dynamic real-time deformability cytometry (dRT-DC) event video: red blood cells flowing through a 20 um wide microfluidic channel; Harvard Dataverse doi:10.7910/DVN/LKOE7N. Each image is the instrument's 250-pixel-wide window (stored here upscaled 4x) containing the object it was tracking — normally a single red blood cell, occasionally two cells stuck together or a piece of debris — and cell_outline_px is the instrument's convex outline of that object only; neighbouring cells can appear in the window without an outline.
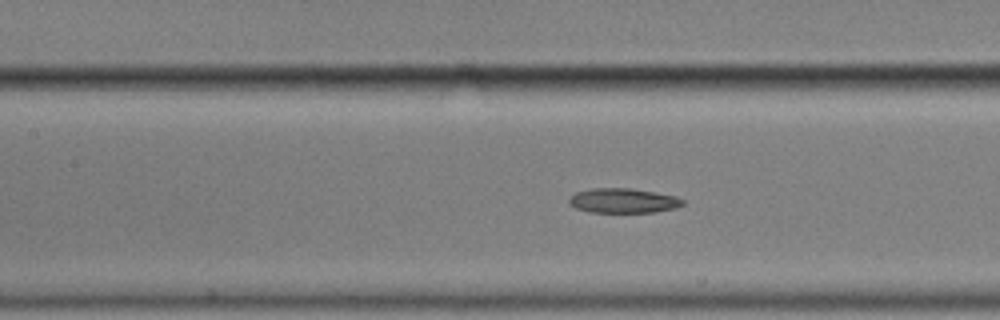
{"species": "common noctule bat (a hibernating species)", "species_latin": "Nyctalus noctula", "temperature_condition": "cold", "stored_images_in_passage": 14, "camera_frame_rate_fps": 3000, "um_per_image_px": 0.085, "animal": {"sex": "male", "body_mass_g": 17.9}, "frame": {"image": 1, "passage_image": 12, "time_ms": 3.667, "image_size_px": [1000, 320], "cell_outline_px": [[684, 204], [676, 208], [656, 212], [588, 212], [576, 208], [568, 204], [568, 200], [576, 192], [592, 188], [628, 188], [676, 196], [684, 200]], "centroid_in_image_um": [52.96, 17.06], "position_along_channel_um": 154.4, "area_um2": 16.3}}